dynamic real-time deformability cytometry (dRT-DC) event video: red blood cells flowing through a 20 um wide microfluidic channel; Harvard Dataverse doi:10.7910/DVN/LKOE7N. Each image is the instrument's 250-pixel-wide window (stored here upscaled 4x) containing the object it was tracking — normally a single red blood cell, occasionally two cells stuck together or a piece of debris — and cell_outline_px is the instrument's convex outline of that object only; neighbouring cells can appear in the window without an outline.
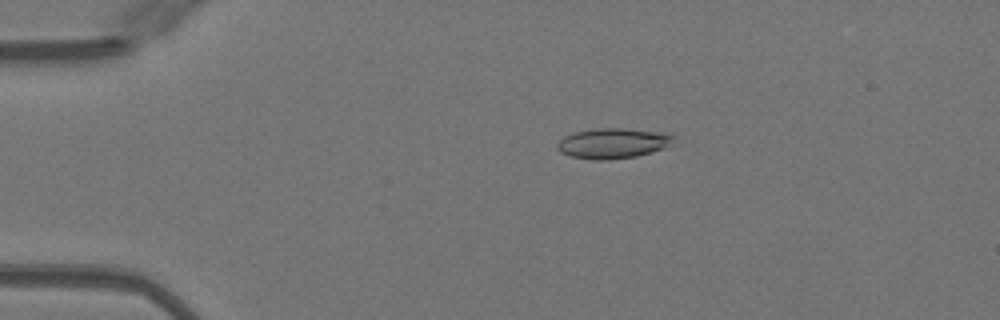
{"species": "Egyptian fruit bat (a non-hibernating species)", "species_latin": "Rousettus aegyptiacus", "temperature_condition": "warm", "stored_images_in_passage": 50, "camera_frame_rate_fps": 3000, "um_per_image_px": 0.085, "animal": {"sex": "female"}, "frame": {"image": 1, "passage_image": 10, "time_ms": 3.0, "image_size_px": [1000, 320], "cell_outline_px": [[676, 136], [668, 144], [660, 148], [636, 156], [608, 160], [596, 160], [568, 156], [560, 152], [556, 148], [556, 144], [564, 136], [576, 132], [596, 128], [624, 128], [652, 132]], "centroid_in_image_um": [51.96, 12.19], "position_along_channel_um": 33.0, "area_um2": 20.0}}
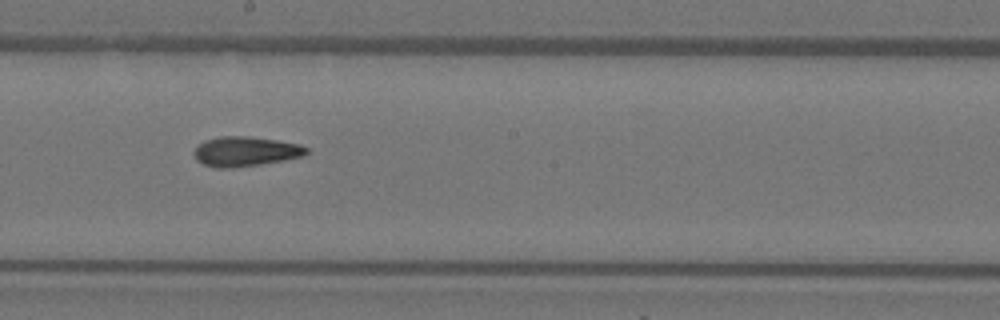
{"frame": {"image": 2, "passage_image": 28, "time_ms": 9.0, "image_size_px": [1000, 320], "cell_outline_px": [[308, 152], [304, 156], [284, 160], [260, 164], [232, 168], [216, 168], [204, 164], [196, 160], [192, 152], [204, 140], [220, 136], [248, 136], [276, 140], [300, 144], [308, 148]], "centroid_in_image_um": [20.85, 12.87], "position_along_channel_um": 227.3, "area_um2": 19.54}}
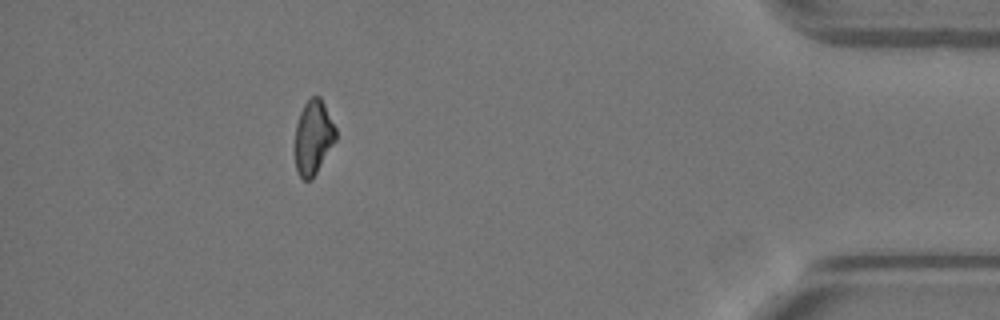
{"frame": {"image": 3, "passage_image": 45, "time_ms": 14.667, "image_size_px": [1000, 320], "cell_outline_px": [[336, 140], [312, 180], [304, 180], [296, 172], [296, 124], [300, 112], [304, 104], [312, 96], [320, 96], [336, 128]], "centroid_in_image_um": [26.64, 11.68], "position_along_channel_um": 408.6, "area_um2": 17.51}, "authors_computed_cell_mechanics": {"area_um2": 19.1607, "velocity_mm_per_s": 4.0888, "shape_relaxation_time_tau1_ms": null, "shape_relaxation_time_tau2_ms": 5.582, "deformation_change_tau1": null, "deformation_change_tau2": 0.1519}}